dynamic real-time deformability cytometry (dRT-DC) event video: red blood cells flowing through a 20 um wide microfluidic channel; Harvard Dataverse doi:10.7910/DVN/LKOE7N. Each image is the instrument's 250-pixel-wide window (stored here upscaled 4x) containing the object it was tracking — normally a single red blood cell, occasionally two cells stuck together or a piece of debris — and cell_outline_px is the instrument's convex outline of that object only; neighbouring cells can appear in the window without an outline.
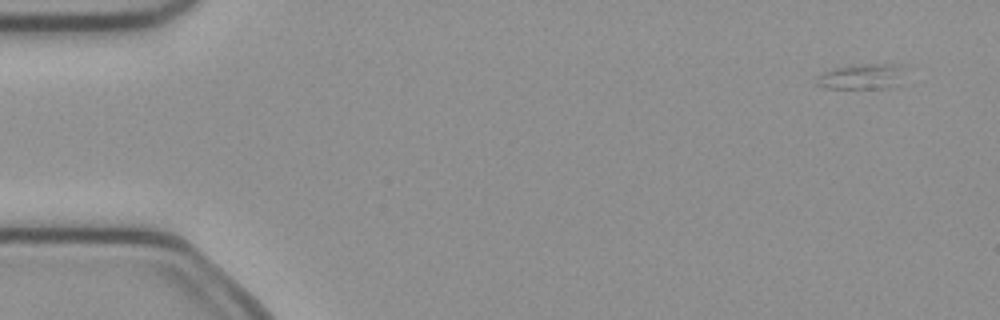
{"species": "common noctule bat (a hibernating species)", "species_latin": "Nyctalus noctula", "temperature_condition": "cold", "stored_images_in_passage": 5, "camera_frame_rate_fps": 3000, "um_per_image_px": 0.085, "animal": {"sex": "female", "body_mass_g": 21.9}, "frame": {"image": 1, "passage_image": 1, "time_ms": 0.0, "image_size_px": [1000, 320], "cell_outline_px": [[904, 64], [892, 84], [884, 88], [828, 88], [816, 84], [816, 80], [824, 72], [836, 68], [864, 64]], "centroid_in_image_um": [73.14, 6.5], "position_along_channel_um": 11.9, "area_um2": 12.14}}